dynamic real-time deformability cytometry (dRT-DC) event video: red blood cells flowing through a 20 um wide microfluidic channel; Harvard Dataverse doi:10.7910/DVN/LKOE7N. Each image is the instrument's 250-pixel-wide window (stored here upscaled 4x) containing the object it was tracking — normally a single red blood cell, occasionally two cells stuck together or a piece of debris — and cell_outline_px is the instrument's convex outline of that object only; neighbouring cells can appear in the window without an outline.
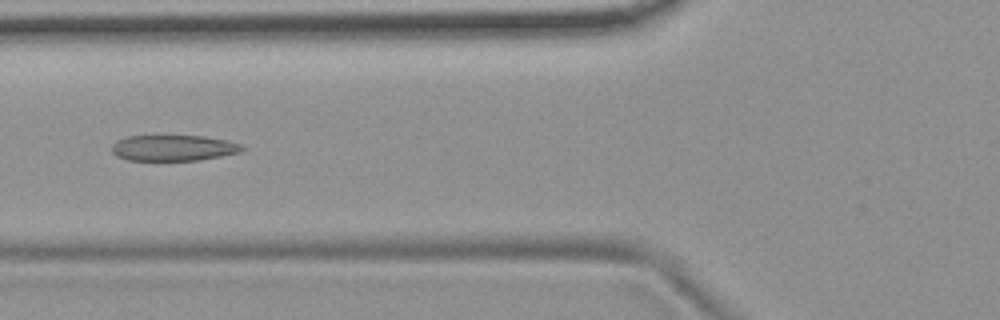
{"species": "common noctule bat (a hibernating species)", "species_latin": "Nyctalus noctula", "temperature_condition": "room temperature", "stored_images_in_passage": 9, "camera_frame_rate_fps": 3000, "um_per_image_px": 0.085, "animal": {"sex": "female", "body_mass_g": 19.9}, "frame": {"image": 1, "passage_image": 7, "time_ms": 6.667, "image_size_px": [1000, 320], "cell_outline_px": [[248, 148], [240, 152], [200, 160], [128, 160], [116, 156], [112, 152], [112, 144], [116, 140], [128, 136], [204, 136], [228, 140], [244, 144]], "centroid_in_image_um": [14.79, 12.57], "position_along_channel_um": 111.0, "area_um2": 19.83}}
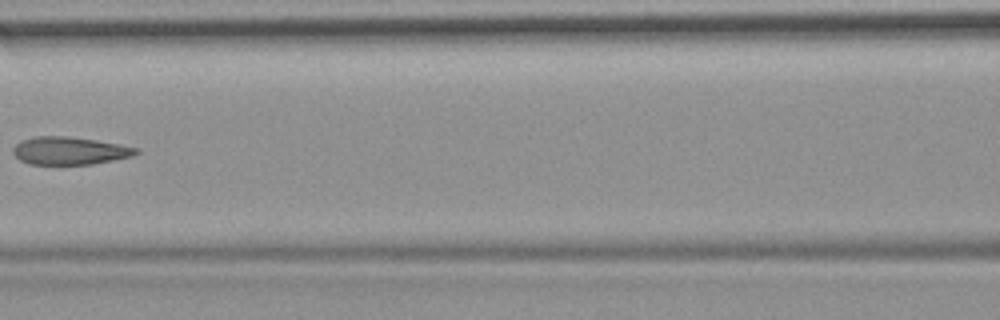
{"frame": {"image": 2, "passage_image": 8, "time_ms": 8.0, "image_size_px": [1000, 320], "cell_outline_px": [[140, 152], [132, 156], [92, 164], [28, 164], [20, 160], [12, 152], [12, 148], [20, 140], [36, 136], [68, 136], [96, 140], [120, 144], [140, 148]], "centroid_in_image_um": [5.92, 12.8], "position_along_channel_um": 160.7, "area_um2": 20.0}}
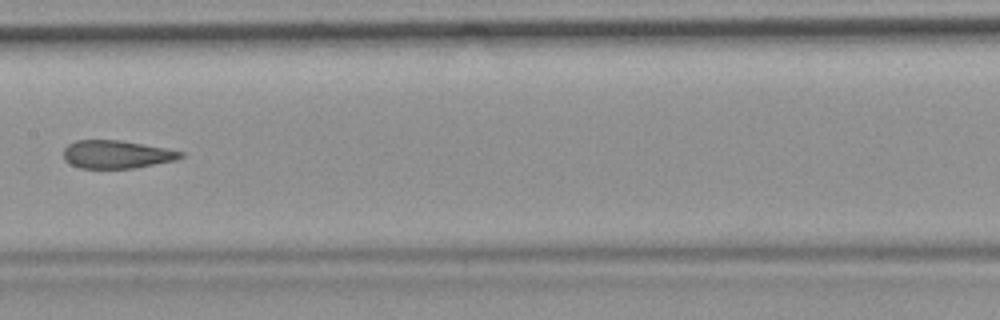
{"frame": {"image": 3, "passage_image": 9, "time_ms": 9.0, "image_size_px": [1000, 320], "cell_outline_px": [[184, 156], [176, 160], [136, 168], [80, 168], [64, 160], [64, 148], [68, 144], [76, 140], [120, 140], [164, 148], [184, 152]], "centroid_in_image_um": [9.91, 13.12], "position_along_channel_um": 197.5, "area_um2": 19.07}}